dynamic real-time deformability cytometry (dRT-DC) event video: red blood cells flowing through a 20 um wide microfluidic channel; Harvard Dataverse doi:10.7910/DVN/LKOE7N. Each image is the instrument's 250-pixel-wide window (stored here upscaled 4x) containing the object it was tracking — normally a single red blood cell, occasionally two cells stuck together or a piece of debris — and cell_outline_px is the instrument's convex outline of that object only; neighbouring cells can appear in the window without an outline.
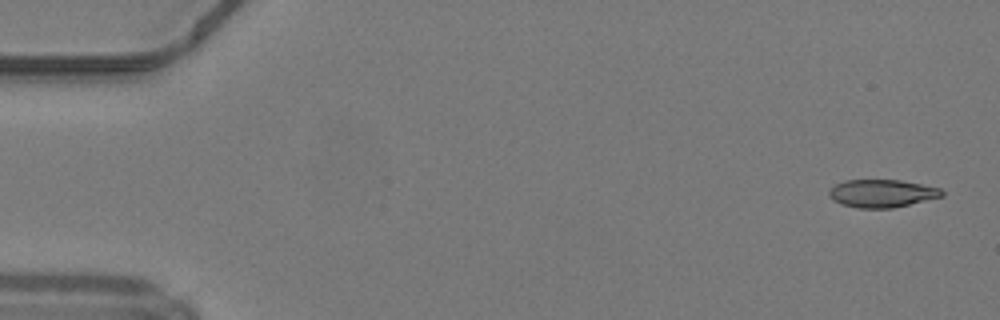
{"species": "common noctule bat (a hibernating species)", "species_latin": "Nyctalus noctula", "temperature_condition": "warm", "stored_images_in_passage": 48, "camera_frame_rate_fps": 3000, "um_per_image_px": 0.085, "animal": {"sex": "male", "body_mass_g": 19.2, "forearm_length_mm": 51.8}, "frame": {"image": 1, "passage_image": 1, "time_ms": 0.0, "image_size_px": [1000, 320], "cell_outline_px": [[944, 196], [892, 208], [856, 208], [832, 200], [828, 196], [828, 188], [844, 180], [900, 180], [940, 188], [944, 192]], "centroid_in_image_um": [74.93, 16.43], "position_along_channel_um": 10.1, "area_um2": 18.32}}
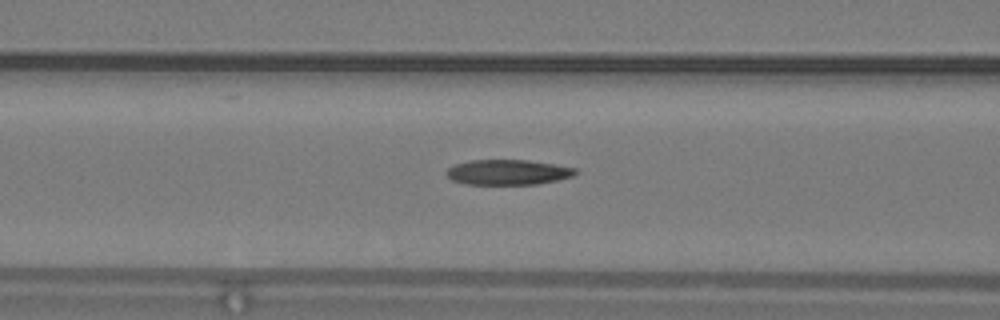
{"frame": {"image": 2, "passage_image": 19, "time_ms": 6.0, "image_size_px": [1000, 320], "cell_outline_px": [[580, 172], [572, 176], [556, 180], [536, 184], [464, 184], [452, 180], [444, 172], [448, 168], [456, 164], [472, 160], [528, 160], [556, 164], [576, 168]], "centroid_in_image_um": [43.19, 14.63], "position_along_channel_um": 123.4, "area_um2": 18.96}}
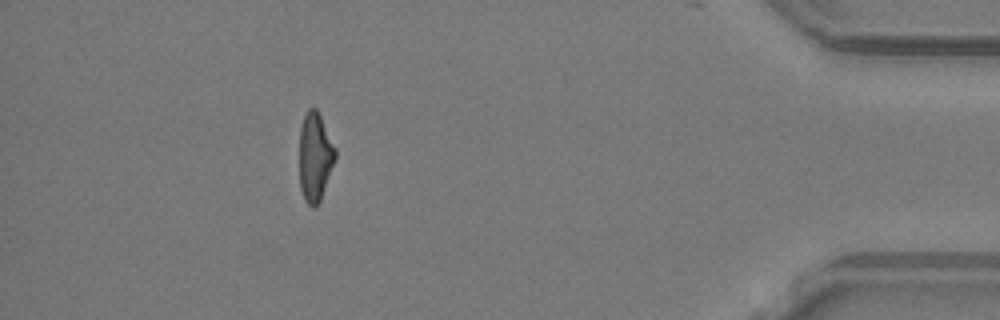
{"frame": {"image": 3, "passage_image": 43, "time_ms": 14.0, "image_size_px": [1000, 320], "cell_outline_px": [[336, 156], [320, 200], [316, 208], [312, 208], [304, 200], [300, 188], [300, 128], [304, 116], [308, 108], [316, 108], [336, 148]], "centroid_in_image_um": [26.77, 13.35], "position_along_channel_um": 408.4, "area_um2": 18.38}, "authors_computed_cell_mechanics": {"area_um2": 19.4786, "velocity_mm_per_s": 4.2492, "shape_relaxation_time_tau1_ms": 7.0999, "shape_relaxation_time_tau2_ms": 2.9836, "deformation_change_tau1": 0.2214, "deformation_change_tau2": 0.1304}}